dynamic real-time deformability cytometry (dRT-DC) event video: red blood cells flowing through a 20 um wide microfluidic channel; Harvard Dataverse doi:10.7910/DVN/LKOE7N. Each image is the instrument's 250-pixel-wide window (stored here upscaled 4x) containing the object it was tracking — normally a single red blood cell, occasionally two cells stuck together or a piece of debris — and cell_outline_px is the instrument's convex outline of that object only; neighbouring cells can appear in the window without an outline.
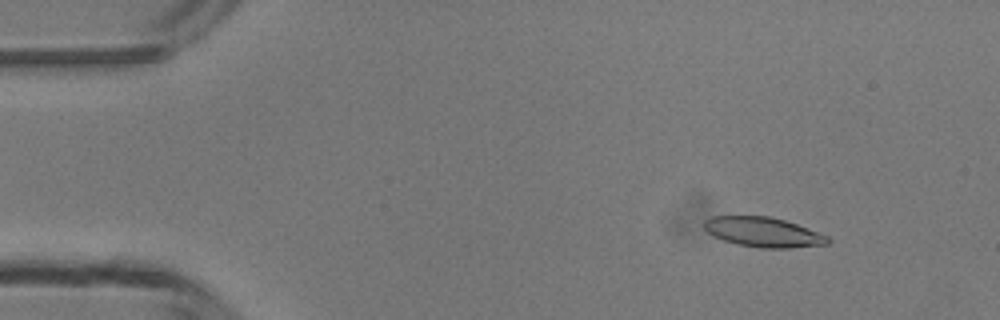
{"species": "common noctule bat (a hibernating species)", "species_latin": "Nyctalus noctula", "temperature_condition": "room temperature", "stored_images_in_passage": 3, "camera_frame_rate_fps": 3000, "um_per_image_px": 0.085, "animal": {"sex": "male", "body_mass_g": 13.3}, "frame": {"image": 1, "passage_image": 1, "time_ms": 0.0, "image_size_px": [1000, 320], "cell_outline_px": [[832, 240], [828, 244], [788, 248], [760, 248], [740, 244], [724, 240], [708, 232], [704, 228], [704, 220], [708, 216], [772, 216], [796, 224], [828, 236]], "centroid_in_image_um": [64.88, 19.72], "position_along_channel_um": 20.1, "area_um2": 21.33}}